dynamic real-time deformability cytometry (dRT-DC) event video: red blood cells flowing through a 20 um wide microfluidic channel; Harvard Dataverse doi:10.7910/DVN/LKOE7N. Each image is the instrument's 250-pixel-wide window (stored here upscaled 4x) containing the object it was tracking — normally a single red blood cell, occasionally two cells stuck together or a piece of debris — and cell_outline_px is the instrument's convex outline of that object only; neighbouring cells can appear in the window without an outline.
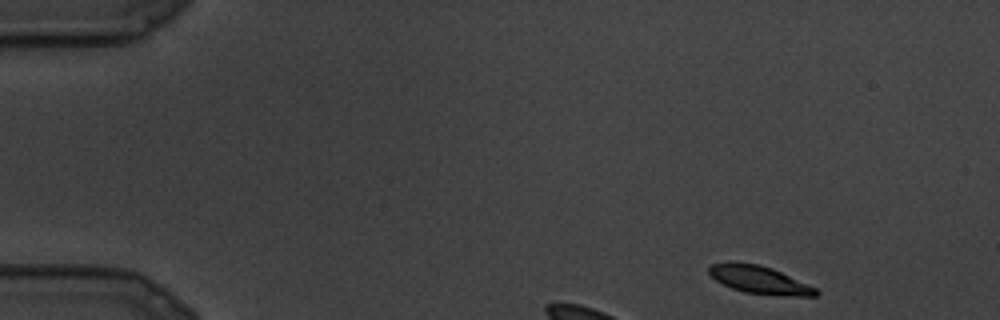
{"species": "common noctule bat (a hibernating species)", "species_latin": "Nyctalus noctula", "temperature_condition": "cold", "stored_images_in_passage": 4, "camera_frame_rate_fps": 3000, "um_per_image_px": 0.085, "animal": {"sex": "male", "body_mass_g": 19.5, "forearm_length_mm": 54.6}, "frame": {"image": 1, "passage_image": 1, "time_ms": 0.0, "image_size_px": [1000, 320], "cell_outline_px": [[820, 292], [816, 296], [784, 296], [744, 292], [732, 288], [716, 280], [708, 272], [708, 268], [712, 264], [760, 264], [772, 268], [816, 288]], "centroid_in_image_um": [64.62, 23.82], "position_along_channel_um": 20.4, "area_um2": 16.76}}